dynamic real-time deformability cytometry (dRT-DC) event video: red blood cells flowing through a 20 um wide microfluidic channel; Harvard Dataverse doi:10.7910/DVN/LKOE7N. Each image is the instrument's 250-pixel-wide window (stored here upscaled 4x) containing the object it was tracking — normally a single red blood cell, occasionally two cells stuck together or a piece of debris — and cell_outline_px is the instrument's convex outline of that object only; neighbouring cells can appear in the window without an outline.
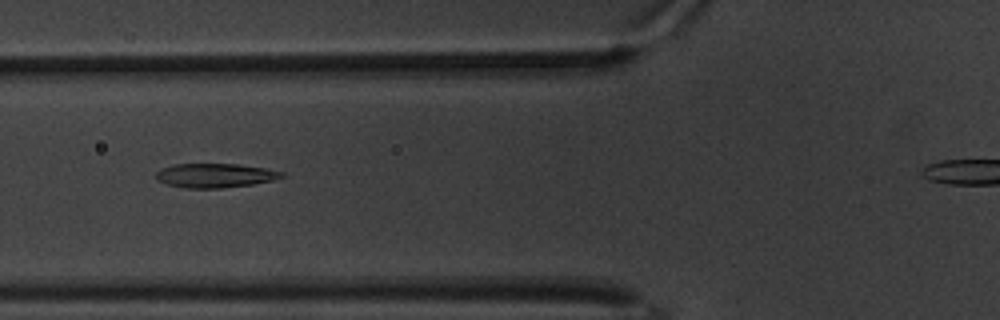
{"species": "common noctule bat (a hibernating species)", "species_latin": "Nyctalus noctula", "temperature_condition": "warm", "stored_images_in_passage": 44, "camera_frame_rate_fps": 3000, "um_per_image_px": 0.085, "animal": {"sex": "male", "body_mass_g": 20.1, "forearm_length_mm": 53.5}, "frame": {"image": 1, "passage_image": 13, "time_ms": 4.0, "image_size_px": [1000, 320], "cell_outline_px": [[288, 176], [272, 180], [252, 184], [220, 188], [184, 188], [168, 184], [156, 180], [156, 172], [164, 168], [176, 164], [240, 164], [264, 168], [284, 172]], "centroid_in_image_um": [18.32, 14.91], "position_along_channel_um": 107.5, "area_um2": 17.63}}
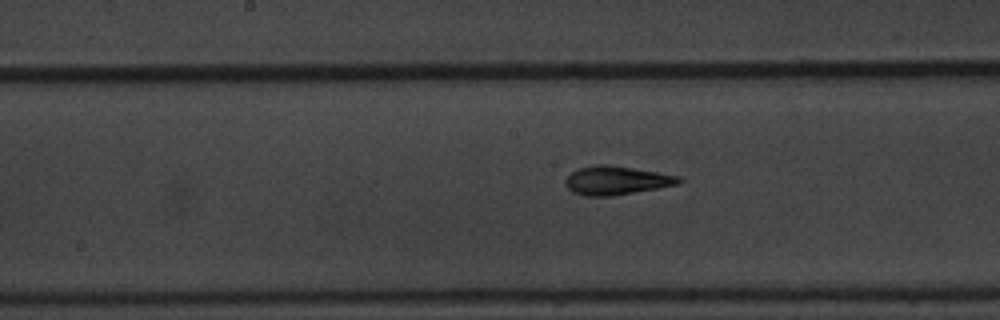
{"frame": {"image": 2, "passage_image": 21, "time_ms": 6.667, "image_size_px": [1000, 320], "cell_outline_px": [[684, 180], [676, 184], [656, 188], [608, 196], [584, 196], [572, 192], [568, 188], [564, 180], [572, 172], [580, 168], [596, 164], [612, 164], [680, 176]], "centroid_in_image_um": [52.37, 15.32], "position_along_channel_um": 195.8, "area_um2": 18.79}}
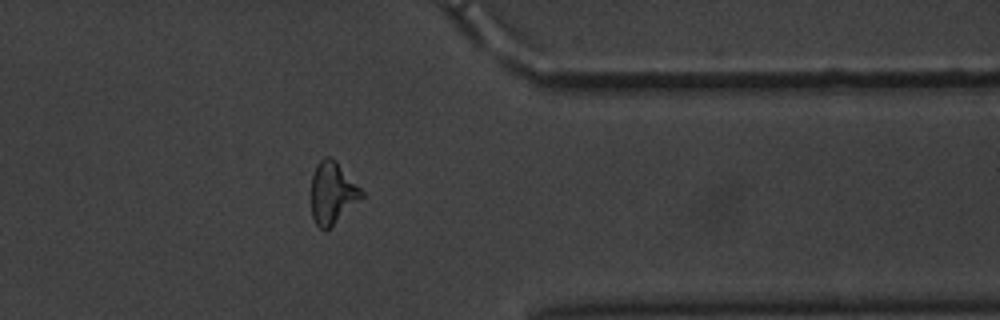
{"frame": {"image": 3, "passage_image": 39, "time_ms": 12.667, "image_size_px": [1000, 320], "cell_outline_px": [[364, 196], [324, 232], [316, 224], [312, 216], [312, 176], [316, 164], [324, 156], [332, 156], [336, 160], [364, 192]], "centroid_in_image_um": [28.25, 16.36], "position_along_channel_um": 383.2, "area_um2": 18.03}}